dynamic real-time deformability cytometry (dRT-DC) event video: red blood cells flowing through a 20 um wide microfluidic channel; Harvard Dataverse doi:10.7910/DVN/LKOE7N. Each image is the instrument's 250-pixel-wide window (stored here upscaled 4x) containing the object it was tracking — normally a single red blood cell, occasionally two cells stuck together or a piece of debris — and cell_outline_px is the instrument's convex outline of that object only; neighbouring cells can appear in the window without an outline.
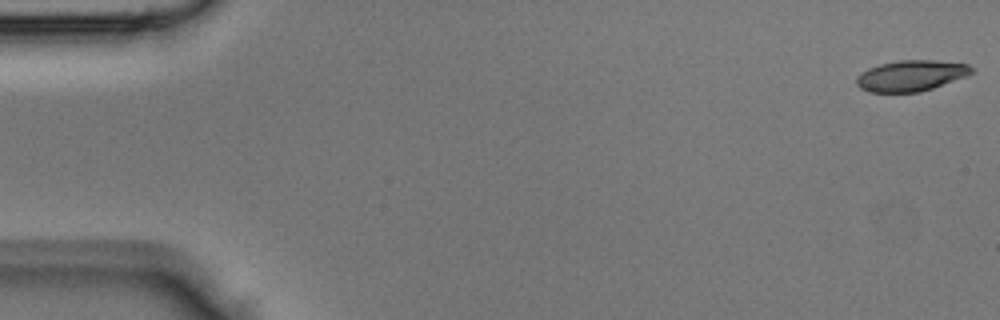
{"species": "Egyptian fruit bat (a non-hibernating species)", "species_latin": "Rousettus aegyptiacus", "temperature_condition": "room temperature", "stored_images_in_passage": 7, "camera_frame_rate_fps": 3000, "um_per_image_px": 0.085, "animal": {"sex": "male"}, "frame": {"image": 1, "passage_image": 1, "time_ms": 0.0, "image_size_px": [1000, 320], "cell_outline_px": [[972, 72], [964, 76], [932, 88], [920, 92], [868, 92], [860, 88], [856, 84], [856, 76], [868, 68], [880, 64], [900, 60], [936, 60], [968, 64], [972, 68]], "centroid_in_image_um": [77.38, 6.43], "position_along_channel_um": 7.6, "area_um2": 20.52}}